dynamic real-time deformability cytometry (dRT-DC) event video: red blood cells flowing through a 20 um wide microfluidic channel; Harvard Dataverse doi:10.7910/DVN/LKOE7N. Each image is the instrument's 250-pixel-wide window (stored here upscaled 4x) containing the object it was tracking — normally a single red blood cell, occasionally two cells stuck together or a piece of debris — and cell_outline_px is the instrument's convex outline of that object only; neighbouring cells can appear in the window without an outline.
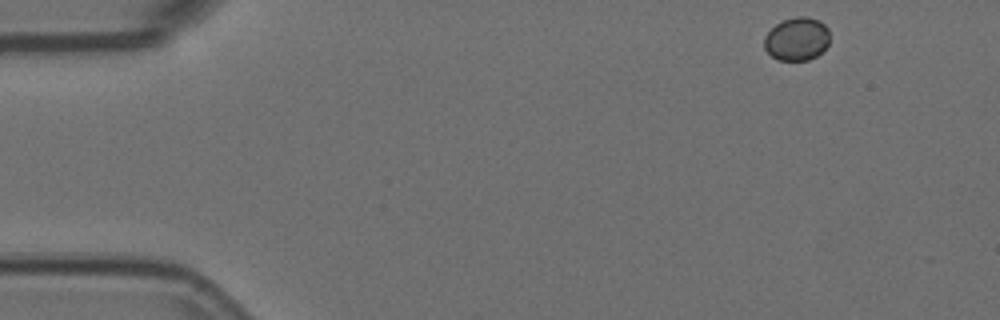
{"species": "Egyptian fruit bat (a non-hibernating species)", "species_latin": "Rousettus aegyptiacus", "temperature_condition": "room temperature", "stored_images_in_passage": 2, "camera_frame_rate_fps": 3000, "um_per_image_px": 0.085, "animal": {"sex": "female"}, "frame": {"image": 1, "passage_image": 1, "time_ms": 0.0, "image_size_px": [1000, 320], "cell_outline_px": [[828, 44], [816, 56], [808, 60], [780, 60], [772, 56], [764, 48], [764, 36], [776, 24], [784, 20], [796, 16], [808, 16], [820, 20], [828, 28]], "centroid_in_image_um": [67.73, 3.29], "position_along_channel_um": 17.3, "area_um2": 16.42}}